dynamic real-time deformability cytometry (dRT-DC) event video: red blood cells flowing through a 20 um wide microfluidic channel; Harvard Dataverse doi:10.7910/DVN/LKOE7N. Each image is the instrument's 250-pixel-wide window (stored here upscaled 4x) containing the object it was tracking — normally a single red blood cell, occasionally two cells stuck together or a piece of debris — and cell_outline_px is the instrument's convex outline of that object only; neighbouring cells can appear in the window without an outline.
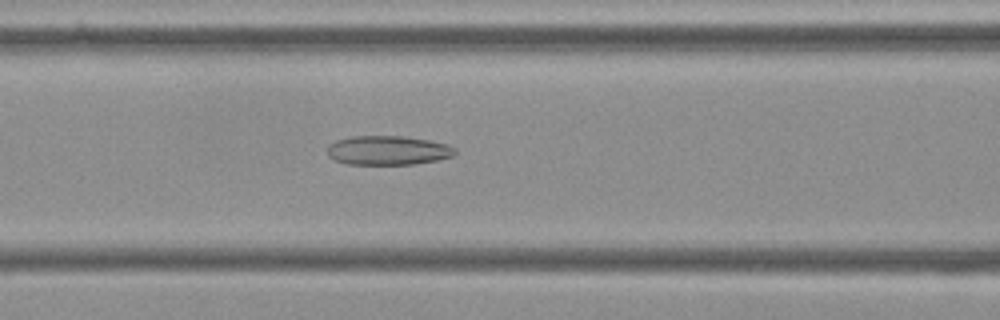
{"species": "Egyptian fruit bat (a non-hibernating species)", "species_latin": "Rousettus aegyptiacus", "temperature_condition": "cold", "stored_images_in_passage": 55, "camera_frame_rate_fps": 3000, "um_per_image_px": 0.085, "frame": {"image": 1, "passage_image": 22, "time_ms": 7.0, "image_size_px": [1000, 320], "cell_outline_px": [[456, 152], [452, 156], [436, 160], [412, 164], [344, 164], [328, 156], [328, 144], [336, 140], [352, 136], [404, 136], [428, 140], [448, 144], [456, 148]], "centroid_in_image_um": [32.96, 12.77], "position_along_channel_um": 133.6, "area_um2": 21.73}}
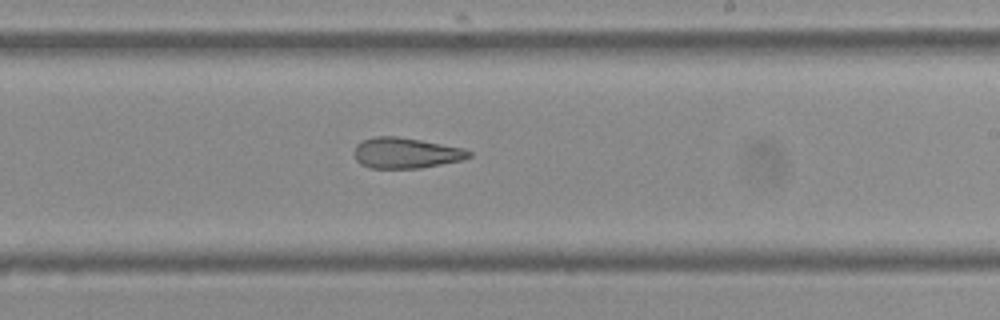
{"frame": {"image": 2, "passage_image": 32, "time_ms": 10.333, "image_size_px": [1000, 320], "cell_outline_px": [[472, 156], [460, 160], [420, 168], [368, 168], [360, 164], [356, 160], [352, 152], [356, 144], [364, 140], [376, 136], [396, 136], [420, 140], [464, 148], [472, 152]], "centroid_in_image_um": [34.45, 13.0], "position_along_channel_um": 254.5, "area_um2": 20.52}}
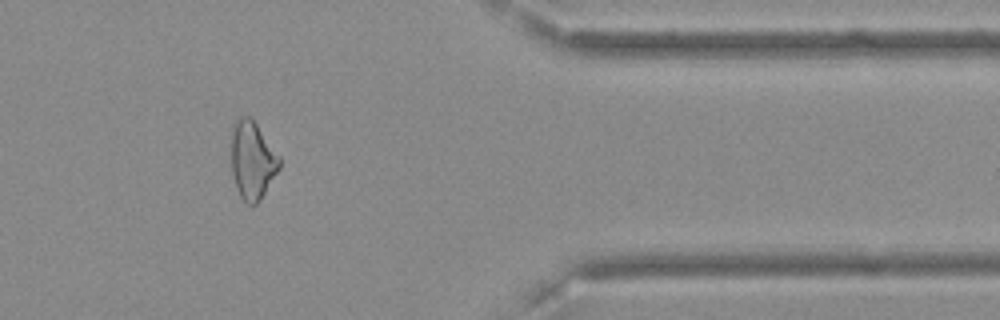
{"frame": {"image": 3, "passage_image": 45, "time_ms": 14.667, "image_size_px": [1000, 320], "cell_outline_px": [[280, 168], [260, 200], [256, 204], [248, 204], [240, 196], [236, 188], [232, 172], [228, 136], [232, 124], [240, 116], [252, 116], [280, 156]], "centroid_in_image_um": [21.4, 13.54], "position_along_channel_um": 390.0, "area_um2": 22.72}, "authors_computed_cell_mechanics": {"area_um2": 22.9466, "velocity_mm_per_s": 3.631, "shape_relaxation_time_tau1_ms": null, "shape_relaxation_time_tau2_ms": 4.7387, "deformation_change_tau1": null, "deformation_change_tau2": 0.1547}}